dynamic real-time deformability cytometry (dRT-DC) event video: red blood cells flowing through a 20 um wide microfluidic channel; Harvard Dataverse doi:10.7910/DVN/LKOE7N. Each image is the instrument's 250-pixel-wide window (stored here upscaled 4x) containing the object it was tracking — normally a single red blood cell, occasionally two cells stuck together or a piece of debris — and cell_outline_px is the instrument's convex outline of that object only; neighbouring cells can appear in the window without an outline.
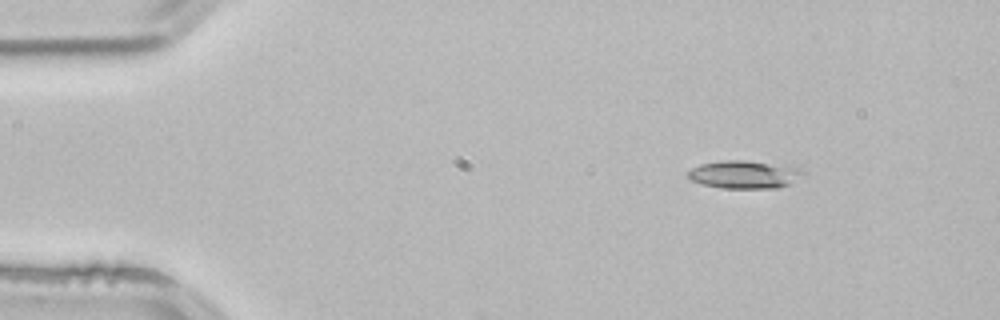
{"species": "common noctule bat (a hibernating species)", "species_latin": "Nyctalus noctula", "temperature_condition": "room temperature", "stored_images_in_passage": 2, "camera_frame_rate_fps": 3000, "um_per_image_px": 0.085, "animal": {"sex": "male", "body_mass_g": 21.5, "forearm_length_mm": 52.0}, "frame": {"image": 1, "passage_image": 1, "time_ms": 0.0, "image_size_px": [1000, 320], "cell_outline_px": [[804, 176], [792, 184], [780, 188], [720, 188], [700, 184], [692, 180], [688, 176], [688, 172], [692, 168], [700, 164], [724, 160], [744, 160], [796, 168], [804, 172]], "centroid_in_image_um": [63.26, 14.85], "position_along_channel_um": 21.7, "area_um2": 18.61}}